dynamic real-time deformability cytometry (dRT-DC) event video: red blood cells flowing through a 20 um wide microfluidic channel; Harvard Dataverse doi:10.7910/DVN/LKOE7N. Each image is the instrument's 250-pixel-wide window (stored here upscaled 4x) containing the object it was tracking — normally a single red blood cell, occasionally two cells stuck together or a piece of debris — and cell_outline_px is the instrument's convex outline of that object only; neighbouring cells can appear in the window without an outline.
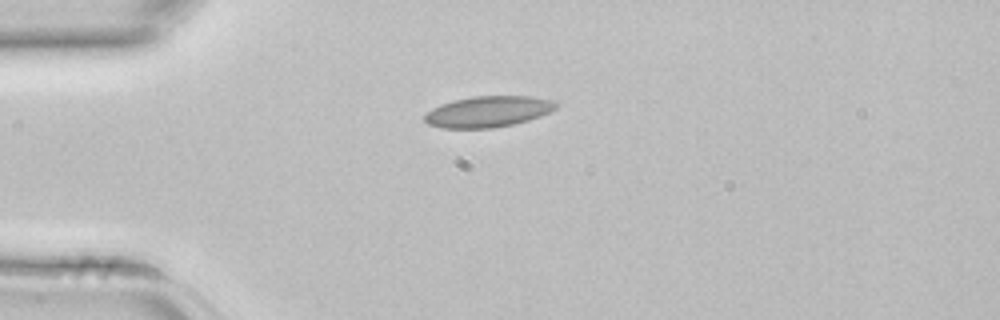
{"species": "common noctule bat (a hibernating species)", "species_latin": "Nyctalus noctula", "temperature_condition": "room temperature", "stored_images_in_passage": 1, "camera_frame_rate_fps": 3000, "um_per_image_px": 0.085, "animal": {"sex": "female", "body_mass_g": 22.7, "forearm_length_mm": 54.2}, "frame": {"image": 1, "passage_image": 1, "time_ms": 0.0, "image_size_px": [1000, 320], "cell_outline_px": [[560, 104], [556, 108], [540, 116], [528, 120], [512, 124], [492, 128], [440, 128], [428, 124], [424, 120], [424, 116], [432, 108], [440, 104], [472, 96], [528, 96], [556, 100]], "centroid_in_image_um": [41.5, 9.48], "position_along_channel_um": 43.5, "area_um2": 23.76}}